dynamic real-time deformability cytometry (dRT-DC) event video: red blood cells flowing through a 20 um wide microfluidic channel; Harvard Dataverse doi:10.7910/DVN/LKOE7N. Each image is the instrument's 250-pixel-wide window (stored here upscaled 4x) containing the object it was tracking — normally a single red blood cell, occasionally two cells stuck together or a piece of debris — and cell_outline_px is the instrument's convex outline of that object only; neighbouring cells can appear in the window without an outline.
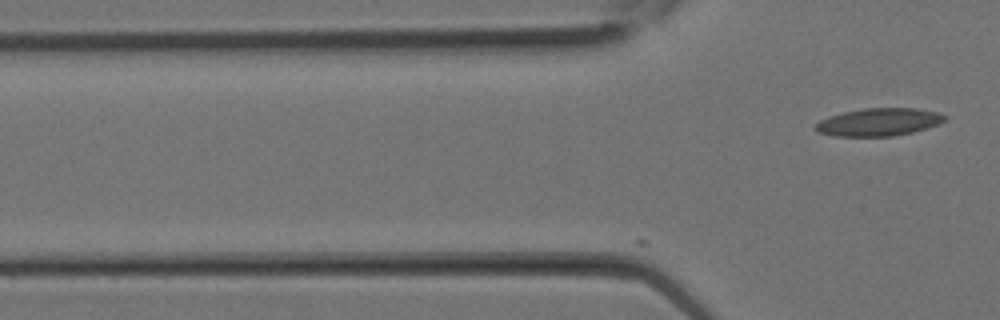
{"species": "Egyptian fruit bat (a non-hibernating species)", "species_latin": "Rousettus aegyptiacus", "temperature_condition": "room temperature", "stored_images_in_passage": 2, "camera_frame_rate_fps": 3000, "um_per_image_px": 0.085, "animal": {"sex": "female"}, "frame": {"image": 1, "passage_image": 2, "time_ms": 0.333, "image_size_px": [1000, 320], "cell_outline_px": [[948, 120], [940, 124], [928, 128], [912, 132], [892, 136], [836, 136], [820, 132], [812, 128], [820, 120], [828, 116], [844, 112], [864, 108], [916, 108], [936, 112], [948, 116]], "centroid_in_image_um": [74.74, 10.37], "position_along_channel_um": 51.1, "area_um2": 20.98}}